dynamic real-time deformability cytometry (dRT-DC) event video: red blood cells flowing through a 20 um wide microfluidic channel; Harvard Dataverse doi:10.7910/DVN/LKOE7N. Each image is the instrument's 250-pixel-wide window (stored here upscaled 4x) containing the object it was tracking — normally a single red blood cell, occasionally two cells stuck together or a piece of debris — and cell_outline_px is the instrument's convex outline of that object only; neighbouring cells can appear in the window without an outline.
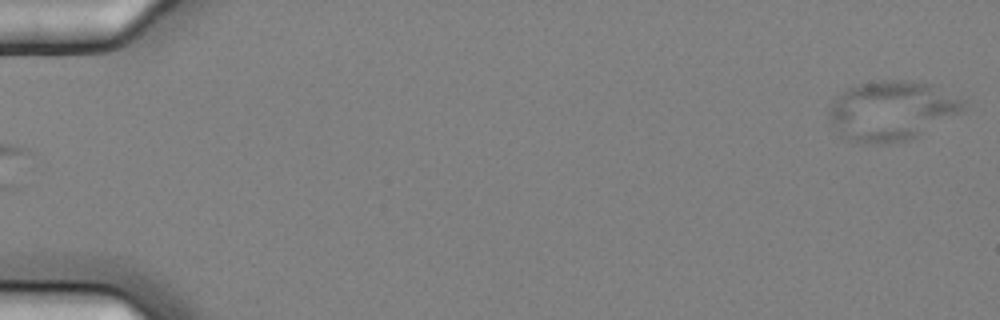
{"species": "common noctule bat (a hibernating species)", "species_latin": "Nyctalus noctula", "temperature_condition": "cold", "stored_images_in_passage": 5, "camera_frame_rate_fps": 3000, "um_per_image_px": 0.085, "animal": {"sex": "female", "body_mass_g": 25.1}, "frame": {"image": 1, "passage_image": 5, "time_ms": 1.333, "image_size_px": [1000, 320], "cell_outline_px": [[964, 108], [960, 112], [916, 136], [908, 140], [888, 144], [868, 144], [844, 140], [840, 136], [832, 124], [828, 116], [828, 104], [836, 96], [848, 88], [860, 84], [880, 80], [912, 80], [932, 84], [964, 100]], "centroid_in_image_um": [75.71, 9.41], "position_along_channel_um": 9.3, "area_um2": 46.82}}